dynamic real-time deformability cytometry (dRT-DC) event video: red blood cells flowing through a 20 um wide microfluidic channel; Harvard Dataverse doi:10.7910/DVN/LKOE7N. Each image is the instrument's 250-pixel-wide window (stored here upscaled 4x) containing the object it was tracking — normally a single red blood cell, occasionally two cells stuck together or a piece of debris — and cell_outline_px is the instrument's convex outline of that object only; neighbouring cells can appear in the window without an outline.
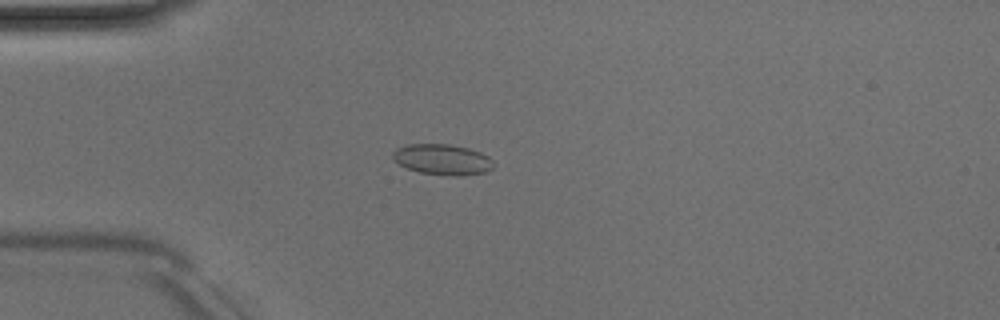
{"species": "Egyptian fruit bat (a non-hibernating species)", "species_latin": "Rousettus aegyptiacus", "temperature_condition": "room temperature", "stored_images_in_passage": 43, "camera_frame_rate_fps": 3000, "um_per_image_px": 0.085, "animal": {"sex": "male"}, "frame": {"image": 1, "passage_image": 6, "time_ms": 1.667, "image_size_px": [1000, 320], "cell_outline_px": [[492, 168], [484, 172], [460, 176], [452, 176], [420, 172], [408, 168], [400, 164], [392, 156], [392, 152], [396, 148], [408, 144], [448, 144], [468, 148], [480, 152], [488, 156], [492, 160]], "centroid_in_image_um": [37.6, 13.55], "position_along_channel_um": 47.4, "area_um2": 17.8}}
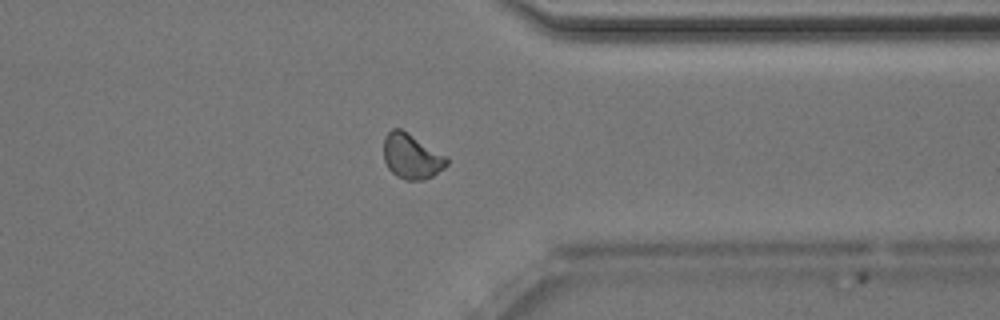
{"frame": {"image": 2, "passage_image": 32, "time_ms": 10.333, "image_size_px": [1000, 320], "cell_outline_px": [[448, 164], [444, 168], [432, 176], [424, 180], [404, 180], [396, 176], [388, 168], [384, 160], [384, 136], [392, 128], [400, 128], [448, 156]], "centroid_in_image_um": [34.99, 13.29], "position_along_channel_um": 376.4, "area_um2": 16.7}}
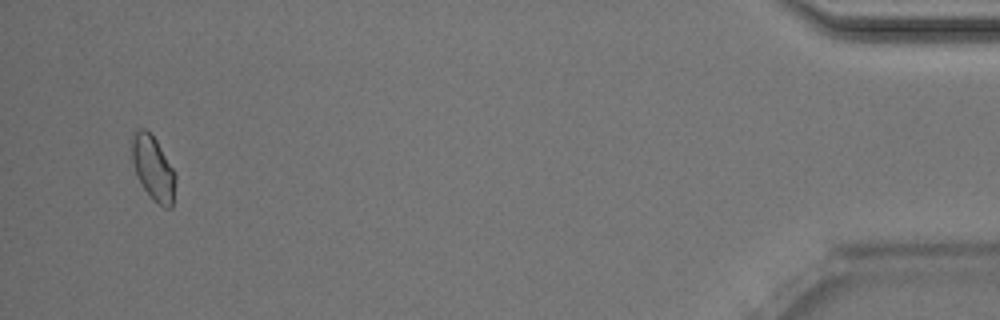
{"frame": {"image": 3, "passage_image": 41, "time_ms": 13.333, "image_size_px": [1000, 320], "cell_outline_px": [[176, 180], [172, 208], [164, 208], [152, 200], [144, 188], [136, 172], [132, 160], [132, 132], [136, 128], [144, 128], [156, 140], [172, 168], [176, 176]], "centroid_in_image_um": [13.02, 14.31], "position_along_channel_um": 422.2, "area_um2": 16.18}, "authors_computed_cell_mechanics": {"area_um2": 16.2996, "velocity_mm_per_s": 4.0259, "shape_relaxation_time_tau1_ms": null, "shape_relaxation_time_tau2_ms": 2.5214, "deformation_change_tau1": null, "deformation_change_tau2": 0.0633}}